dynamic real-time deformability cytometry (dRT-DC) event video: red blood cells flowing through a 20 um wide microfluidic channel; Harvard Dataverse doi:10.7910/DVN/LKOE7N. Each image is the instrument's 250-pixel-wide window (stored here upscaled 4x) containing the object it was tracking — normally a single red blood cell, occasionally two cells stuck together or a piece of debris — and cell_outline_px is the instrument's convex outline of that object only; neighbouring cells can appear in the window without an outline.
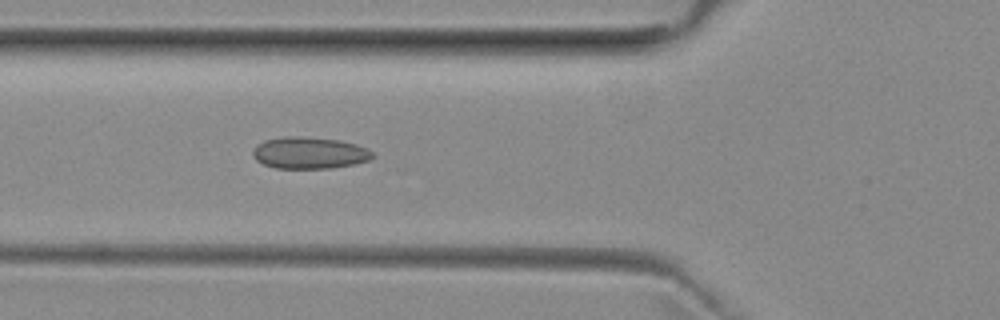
{"species": "common noctule bat (a hibernating species)", "species_latin": "Nyctalus noctula", "temperature_condition": "room temperature", "stored_images_in_passage": 38, "camera_frame_rate_fps": 3000, "um_per_image_px": 0.085, "animal": {"sex": "female", "body_mass_g": 29.2, "forearm_length_mm": 56.3}, "frame": {"image": 1, "passage_image": 9, "time_ms": 2.667, "image_size_px": [1000, 320], "cell_outline_px": [[372, 160], [356, 164], [332, 168], [276, 168], [264, 164], [256, 160], [252, 156], [252, 152], [256, 144], [264, 140], [284, 136], [300, 136], [340, 140], [356, 144], [368, 148], [372, 152]], "centroid_in_image_um": [26.3, 12.99], "position_along_channel_um": 99.5, "area_um2": 22.37}}
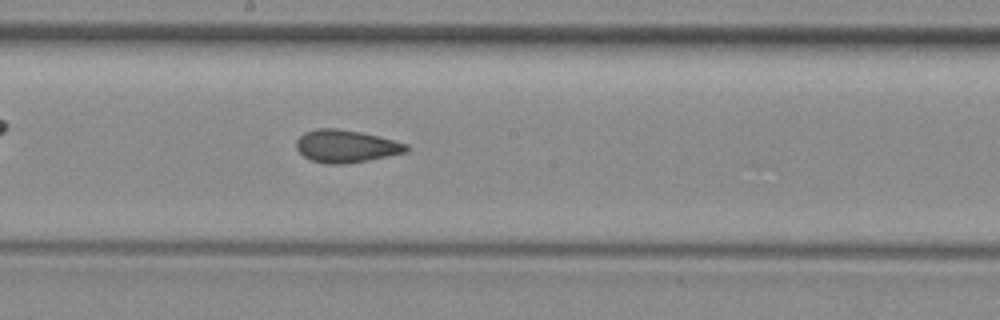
{"frame": {"image": 2, "passage_image": 18, "time_ms": 5.667, "image_size_px": [1000, 320], "cell_outline_px": [[408, 152], [368, 160], [344, 164], [328, 164], [312, 160], [304, 156], [296, 148], [296, 140], [304, 132], [316, 128], [336, 128], [360, 132], [380, 136], [408, 144]], "centroid_in_image_um": [29.42, 12.42], "position_along_channel_um": 218.8, "area_um2": 20.92}}
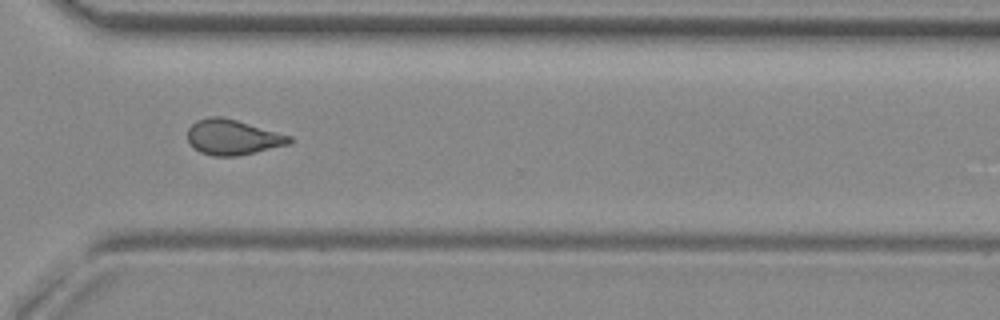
{"frame": {"image": 3, "passage_image": 28, "time_ms": 9.0, "image_size_px": [1000, 320], "cell_outline_px": [[292, 140], [288, 144], [236, 156], [212, 156], [200, 152], [192, 148], [188, 140], [188, 128], [196, 120], [208, 116], [220, 116], [236, 120], [292, 136]], "centroid_in_image_um": [19.72, 11.66], "position_along_channel_um": 350.9, "area_um2": 20.81}, "authors_computed_cell_mechanics": {"area_um2": 20.7502, "velocity_mm_per_s": 3.9608, "shape_relaxation_time_tau1_ms": null, "shape_relaxation_time_tau2_ms": 1.9011, "deformation_change_tau1": null, "deformation_change_tau2": 0.0971}}